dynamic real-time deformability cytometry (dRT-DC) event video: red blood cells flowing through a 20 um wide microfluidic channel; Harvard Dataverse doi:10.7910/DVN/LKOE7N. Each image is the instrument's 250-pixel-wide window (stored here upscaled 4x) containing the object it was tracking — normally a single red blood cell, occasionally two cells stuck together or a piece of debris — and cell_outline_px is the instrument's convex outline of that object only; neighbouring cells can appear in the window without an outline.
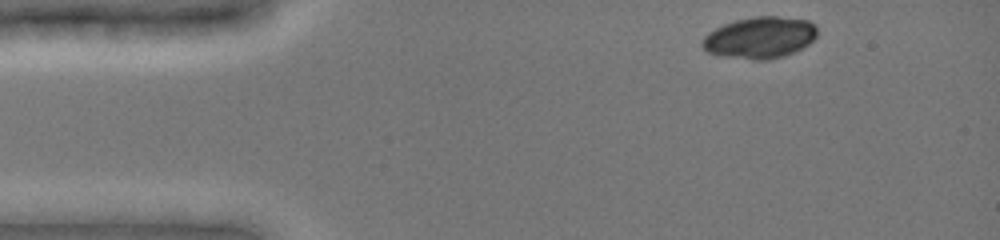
{"species": "common noctule bat (a hibernating species)", "species_latin": "Nyctalus noctula", "temperature_condition": "cold", "stored_images_in_passage": 5, "camera_frame_rate_fps": 3000, "um_per_image_px": 0.085, "animal": {"sex": "female", "body_mass_g": 19.0, "forearm_length_mm": 51.5}, "frame": {"image": 1, "passage_image": 1, "time_ms": 0.0, "image_size_px": [1000, 240], "cell_outline_px": [[816, 36], [808, 44], [784, 56], [768, 60], [752, 60], [720, 56], [708, 52], [700, 44], [704, 36], [708, 32], [724, 24], [736, 20], [756, 16], [776, 16], [808, 20], [816, 24]], "centroid_in_image_um": [64.56, 3.2], "position_along_channel_um": 20.4, "area_um2": 27.86}}
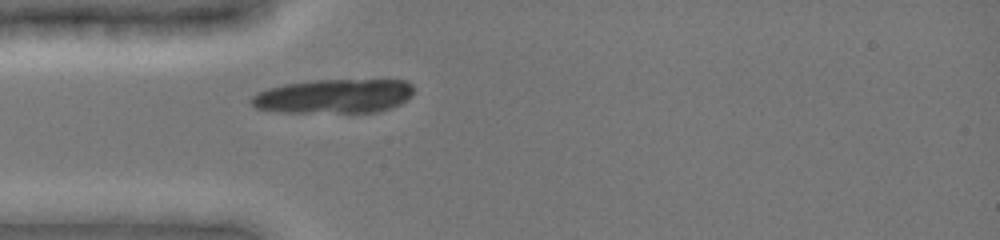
{"frame": {"image": 2, "passage_image": 5, "time_ms": 2.667, "image_size_px": [1000, 240], "cell_outline_px": [[412, 96], [400, 104], [392, 108], [376, 112], [276, 112], [256, 108], [248, 100], [252, 96], [268, 88], [284, 84], [316, 80], [384, 76], [408, 80], [412, 84]], "centroid_in_image_um": [28.51, 8.12], "position_along_channel_um": 56.5, "area_um2": 33.76}}